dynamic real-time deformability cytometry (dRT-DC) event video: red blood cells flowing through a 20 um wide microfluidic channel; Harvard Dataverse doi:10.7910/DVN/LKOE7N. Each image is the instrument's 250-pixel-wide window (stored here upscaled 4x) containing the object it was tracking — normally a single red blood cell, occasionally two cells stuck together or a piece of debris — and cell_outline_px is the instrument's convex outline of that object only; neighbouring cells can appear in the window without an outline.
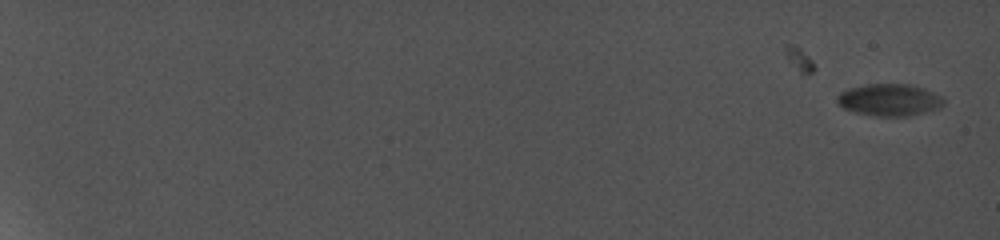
{"species": "common noctule bat (a hibernating species)", "species_latin": "Nyctalus noctula", "temperature_condition": "cold", "stored_images_in_passage": 4, "camera_frame_rate_fps": 5000, "um_per_image_px": 0.085, "animal": {"sex": "female", "body_mass_g": 19.0, "forearm_length_mm": 56.7}, "frame": {"image": 1, "passage_image": 4, "time_ms": 2.4, "image_size_px": [1000, 240], "cell_outline_px": [[944, 104], [940, 108], [908, 116], [876, 116], [856, 112], [844, 108], [836, 100], [836, 96], [840, 92], [848, 88], [864, 84], [908, 84], [924, 88], [940, 96], [944, 100]], "centroid_in_image_um": [75.58, 8.48], "position_along_channel_um": 9.4, "area_um2": 19.83}}